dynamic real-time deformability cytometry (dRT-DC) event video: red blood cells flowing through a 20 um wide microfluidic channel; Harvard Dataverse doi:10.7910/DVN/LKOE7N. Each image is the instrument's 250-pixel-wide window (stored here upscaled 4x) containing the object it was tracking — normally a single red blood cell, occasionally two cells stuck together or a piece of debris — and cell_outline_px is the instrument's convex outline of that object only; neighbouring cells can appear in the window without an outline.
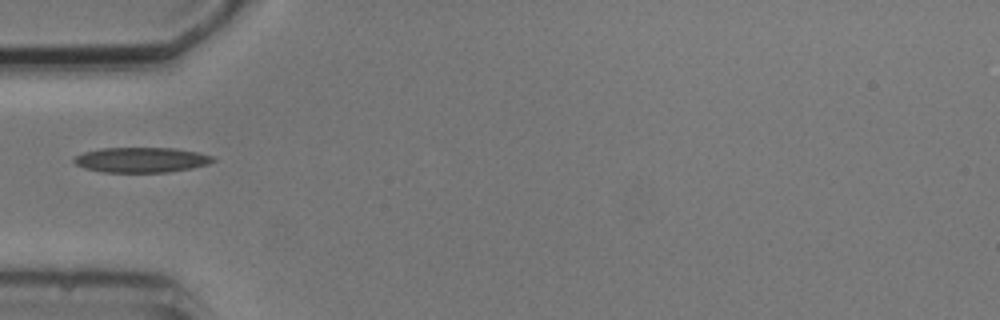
{"species": "common noctule bat (a hibernating species)", "species_latin": "Nyctalus noctula", "temperature_condition": "cold", "stored_images_in_passage": 1, "camera_frame_rate_fps": 3000, "um_per_image_px": 0.085, "animal": {"sex": "male", "body_mass_g": 20.5, "forearm_length_mm": 52.5}, "frame": {"image": 1, "passage_image": 1, "time_ms": 0.0, "image_size_px": [1000, 320], "cell_outline_px": [[216, 160], [208, 164], [192, 168], [168, 172], [104, 172], [84, 168], [76, 164], [72, 160], [76, 156], [84, 152], [100, 148], [176, 148], [200, 152], [212, 156]], "centroid_in_image_um": [12.04, 13.58], "position_along_channel_um": 73.0, "area_um2": 20.4}}